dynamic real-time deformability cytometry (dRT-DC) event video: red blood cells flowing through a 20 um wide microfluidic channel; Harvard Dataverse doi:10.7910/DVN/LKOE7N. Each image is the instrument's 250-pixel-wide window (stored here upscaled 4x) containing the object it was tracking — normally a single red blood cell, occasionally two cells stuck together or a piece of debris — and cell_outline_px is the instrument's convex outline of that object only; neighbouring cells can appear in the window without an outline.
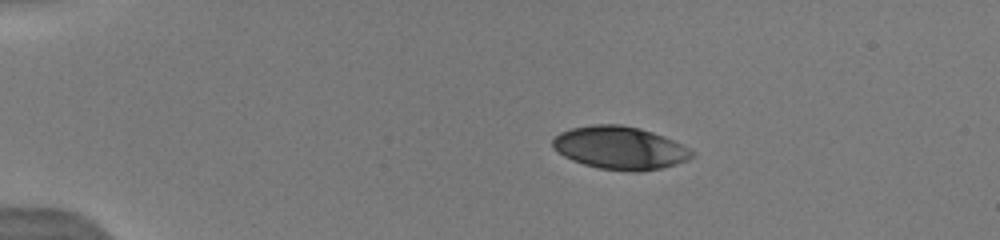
{"species": "human", "species_latin": "Homo sapiens", "temperature_condition": "warm", "stored_images_in_passage": 5, "camera_frame_rate_fps": 3000, "um_per_image_px": 0.085, "donor": {"sex": "male"}, "frame": {"image": 1, "passage_image": 1, "time_ms": 0.0, "image_size_px": [1000, 240], "cell_outline_px": [[696, 156], [688, 160], [676, 164], [660, 168], [640, 172], [632, 172], [600, 168], [584, 164], [572, 160], [564, 156], [552, 148], [552, 140], [560, 132], [572, 128], [592, 124], [620, 124], [640, 128], [664, 136], [696, 152]], "centroid_in_image_um": [52.7, 12.57], "position_along_channel_um": 32.3, "area_um2": 34.91}}